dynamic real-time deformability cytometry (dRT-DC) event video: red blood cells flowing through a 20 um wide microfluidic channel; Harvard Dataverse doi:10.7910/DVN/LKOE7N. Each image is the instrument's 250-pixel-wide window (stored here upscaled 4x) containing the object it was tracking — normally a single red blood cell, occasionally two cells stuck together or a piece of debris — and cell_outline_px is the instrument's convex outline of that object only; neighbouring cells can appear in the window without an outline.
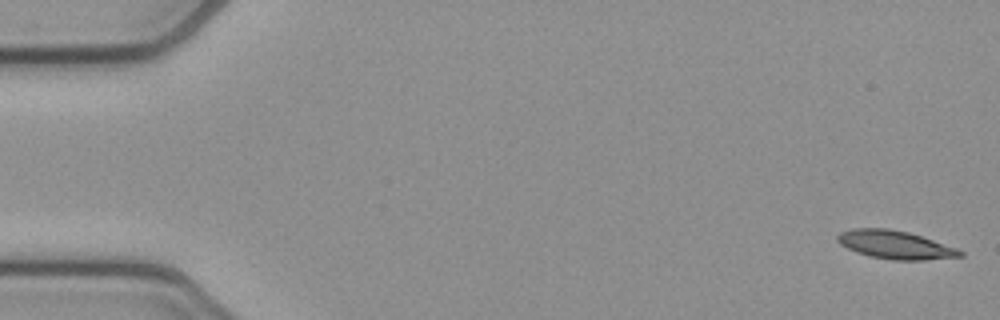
{"species": "common noctule bat (a hibernating species)", "species_latin": "Nyctalus noctula", "temperature_condition": "cold", "stored_images_in_passage": 54, "segment_of_instrument_passage": [1, 2], "camera_frame_rate_fps": 3000, "um_per_image_px": 0.085, "animal": {"sex": "female", "body_mass_g": 21.9}, "frame": {"image": 1, "passage_image": 1, "time_ms": 0.0, "image_size_px": [1000, 320], "cell_outline_px": [[964, 256], [924, 260], [892, 260], [868, 256], [856, 252], [840, 244], [836, 240], [836, 236], [840, 232], [852, 228], [888, 228], [908, 232], [956, 248], [964, 252]], "centroid_in_image_um": [76.05, 20.81], "position_along_channel_um": 9.0, "area_um2": 20.17}}
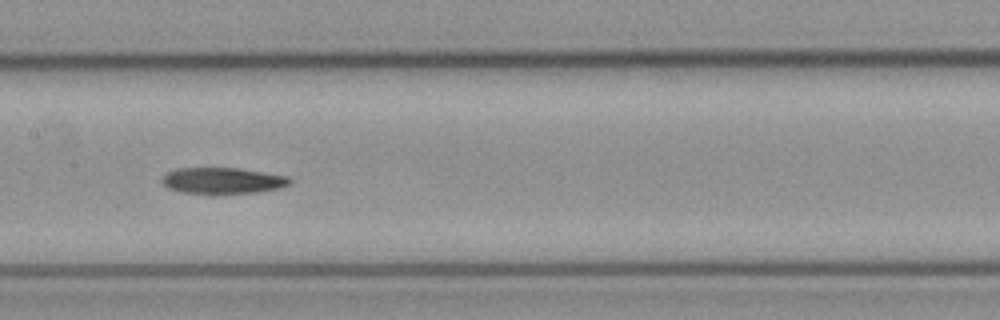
{"frame": {"image": 2, "passage_image": 26, "time_ms": 8.333, "image_size_px": [1000, 320], "cell_outline_px": [[292, 184], [280, 188], [256, 192], [216, 196], [180, 192], [168, 188], [160, 180], [168, 172], [176, 168], [240, 168], [288, 176], [292, 180]], "centroid_in_image_um": [18.93, 15.39], "position_along_channel_um": 188.5, "area_um2": 20.23}}
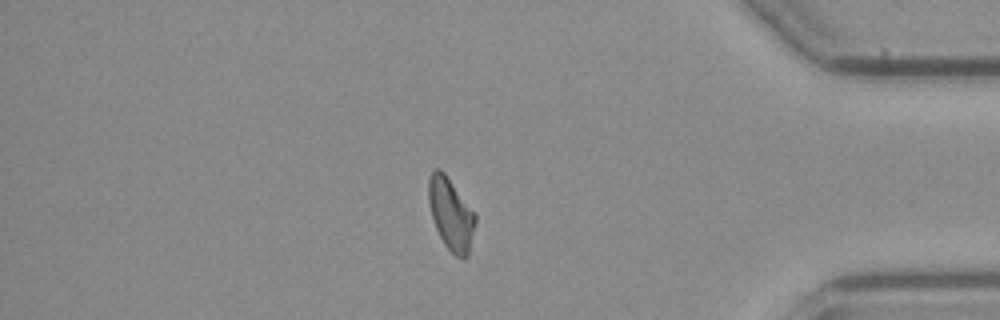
{"frame": {"image": 3, "passage_image": 45, "time_ms": 14.667, "image_size_px": [1000, 320], "cell_outline_px": [[476, 220], [468, 256], [464, 260], [456, 256], [444, 244], [436, 228], [428, 204], [428, 180], [432, 168], [440, 168], [444, 172], [476, 212]], "centroid_in_image_um": [38.33, 18.16], "position_along_channel_um": 396.9, "area_um2": 19.88}}